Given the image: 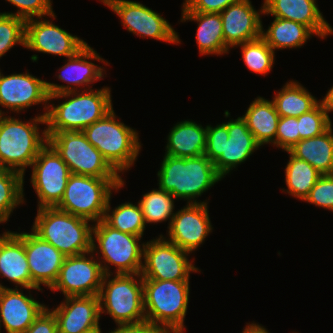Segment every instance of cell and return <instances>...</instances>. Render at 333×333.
Instances as JSON below:
<instances>
[{
  "label": "cell",
  "mask_w": 333,
  "mask_h": 333,
  "mask_svg": "<svg viewBox=\"0 0 333 333\" xmlns=\"http://www.w3.org/2000/svg\"><path fill=\"white\" fill-rule=\"evenodd\" d=\"M87 333H103V332H87Z\"/></svg>",
  "instance_id": "49"
},
{
  "label": "cell",
  "mask_w": 333,
  "mask_h": 333,
  "mask_svg": "<svg viewBox=\"0 0 333 333\" xmlns=\"http://www.w3.org/2000/svg\"><path fill=\"white\" fill-rule=\"evenodd\" d=\"M53 308L58 333L102 332L99 296H67Z\"/></svg>",
  "instance_id": "20"
},
{
  "label": "cell",
  "mask_w": 333,
  "mask_h": 333,
  "mask_svg": "<svg viewBox=\"0 0 333 333\" xmlns=\"http://www.w3.org/2000/svg\"><path fill=\"white\" fill-rule=\"evenodd\" d=\"M23 243L27 256L32 288L41 291V285L51 288L56 282L65 259L59 250L42 240L32 230L23 232Z\"/></svg>",
  "instance_id": "21"
},
{
  "label": "cell",
  "mask_w": 333,
  "mask_h": 333,
  "mask_svg": "<svg viewBox=\"0 0 333 333\" xmlns=\"http://www.w3.org/2000/svg\"><path fill=\"white\" fill-rule=\"evenodd\" d=\"M141 239L140 236L112 228L103 219L95 222L92 229V252L98 254L96 258H99L104 274H140L145 244H140ZM110 265L115 266V272L110 271Z\"/></svg>",
  "instance_id": "8"
},
{
  "label": "cell",
  "mask_w": 333,
  "mask_h": 333,
  "mask_svg": "<svg viewBox=\"0 0 333 333\" xmlns=\"http://www.w3.org/2000/svg\"><path fill=\"white\" fill-rule=\"evenodd\" d=\"M116 13L123 27L141 38H151L180 44V38L170 23L159 13L137 1L99 0Z\"/></svg>",
  "instance_id": "14"
},
{
  "label": "cell",
  "mask_w": 333,
  "mask_h": 333,
  "mask_svg": "<svg viewBox=\"0 0 333 333\" xmlns=\"http://www.w3.org/2000/svg\"><path fill=\"white\" fill-rule=\"evenodd\" d=\"M48 143L68 165L70 173L98 178H122L82 131L47 133Z\"/></svg>",
  "instance_id": "11"
},
{
  "label": "cell",
  "mask_w": 333,
  "mask_h": 333,
  "mask_svg": "<svg viewBox=\"0 0 333 333\" xmlns=\"http://www.w3.org/2000/svg\"><path fill=\"white\" fill-rule=\"evenodd\" d=\"M25 20L0 13V58L16 45L25 47Z\"/></svg>",
  "instance_id": "37"
},
{
  "label": "cell",
  "mask_w": 333,
  "mask_h": 333,
  "mask_svg": "<svg viewBox=\"0 0 333 333\" xmlns=\"http://www.w3.org/2000/svg\"><path fill=\"white\" fill-rule=\"evenodd\" d=\"M116 119L112 109L82 132L109 165L121 175L120 173L130 170L135 164L142 145L138 131Z\"/></svg>",
  "instance_id": "6"
},
{
  "label": "cell",
  "mask_w": 333,
  "mask_h": 333,
  "mask_svg": "<svg viewBox=\"0 0 333 333\" xmlns=\"http://www.w3.org/2000/svg\"><path fill=\"white\" fill-rule=\"evenodd\" d=\"M31 183L38 197V209L56 207L63 198L70 177L68 165L47 143L31 165Z\"/></svg>",
  "instance_id": "13"
},
{
  "label": "cell",
  "mask_w": 333,
  "mask_h": 333,
  "mask_svg": "<svg viewBox=\"0 0 333 333\" xmlns=\"http://www.w3.org/2000/svg\"><path fill=\"white\" fill-rule=\"evenodd\" d=\"M104 272L92 251L65 257L58 278L51 291H61L67 296L99 295Z\"/></svg>",
  "instance_id": "15"
},
{
  "label": "cell",
  "mask_w": 333,
  "mask_h": 333,
  "mask_svg": "<svg viewBox=\"0 0 333 333\" xmlns=\"http://www.w3.org/2000/svg\"><path fill=\"white\" fill-rule=\"evenodd\" d=\"M122 178H98L70 174L57 209L92 221L104 219L111 194L124 187ZM113 191V192H112Z\"/></svg>",
  "instance_id": "9"
},
{
  "label": "cell",
  "mask_w": 333,
  "mask_h": 333,
  "mask_svg": "<svg viewBox=\"0 0 333 333\" xmlns=\"http://www.w3.org/2000/svg\"><path fill=\"white\" fill-rule=\"evenodd\" d=\"M299 142L297 117H280L276 132V147L288 151Z\"/></svg>",
  "instance_id": "41"
},
{
  "label": "cell",
  "mask_w": 333,
  "mask_h": 333,
  "mask_svg": "<svg viewBox=\"0 0 333 333\" xmlns=\"http://www.w3.org/2000/svg\"><path fill=\"white\" fill-rule=\"evenodd\" d=\"M24 333H58L57 320L51 309L46 306Z\"/></svg>",
  "instance_id": "43"
},
{
  "label": "cell",
  "mask_w": 333,
  "mask_h": 333,
  "mask_svg": "<svg viewBox=\"0 0 333 333\" xmlns=\"http://www.w3.org/2000/svg\"><path fill=\"white\" fill-rule=\"evenodd\" d=\"M259 147L241 116L214 127L207 125L204 155L214 163L223 178L249 159Z\"/></svg>",
  "instance_id": "7"
},
{
  "label": "cell",
  "mask_w": 333,
  "mask_h": 333,
  "mask_svg": "<svg viewBox=\"0 0 333 333\" xmlns=\"http://www.w3.org/2000/svg\"><path fill=\"white\" fill-rule=\"evenodd\" d=\"M0 276L14 283L15 288H32L23 232L5 231L0 235ZM0 288L6 286L0 283Z\"/></svg>",
  "instance_id": "25"
},
{
  "label": "cell",
  "mask_w": 333,
  "mask_h": 333,
  "mask_svg": "<svg viewBox=\"0 0 333 333\" xmlns=\"http://www.w3.org/2000/svg\"><path fill=\"white\" fill-rule=\"evenodd\" d=\"M189 254L160 234L156 239L145 242L140 274L143 279L190 280L191 272L201 270L188 259Z\"/></svg>",
  "instance_id": "12"
},
{
  "label": "cell",
  "mask_w": 333,
  "mask_h": 333,
  "mask_svg": "<svg viewBox=\"0 0 333 333\" xmlns=\"http://www.w3.org/2000/svg\"><path fill=\"white\" fill-rule=\"evenodd\" d=\"M111 197L112 194L108 200L103 220L112 228L123 233L143 237L147 225L138 202L137 205L125 202L112 209Z\"/></svg>",
  "instance_id": "33"
},
{
  "label": "cell",
  "mask_w": 333,
  "mask_h": 333,
  "mask_svg": "<svg viewBox=\"0 0 333 333\" xmlns=\"http://www.w3.org/2000/svg\"><path fill=\"white\" fill-rule=\"evenodd\" d=\"M9 171L7 167L0 163V179Z\"/></svg>",
  "instance_id": "47"
},
{
  "label": "cell",
  "mask_w": 333,
  "mask_h": 333,
  "mask_svg": "<svg viewBox=\"0 0 333 333\" xmlns=\"http://www.w3.org/2000/svg\"><path fill=\"white\" fill-rule=\"evenodd\" d=\"M304 202L333 212V175H322Z\"/></svg>",
  "instance_id": "40"
},
{
  "label": "cell",
  "mask_w": 333,
  "mask_h": 333,
  "mask_svg": "<svg viewBox=\"0 0 333 333\" xmlns=\"http://www.w3.org/2000/svg\"><path fill=\"white\" fill-rule=\"evenodd\" d=\"M104 275L99 292L100 313L109 314L116 325L146 321L141 274Z\"/></svg>",
  "instance_id": "10"
},
{
  "label": "cell",
  "mask_w": 333,
  "mask_h": 333,
  "mask_svg": "<svg viewBox=\"0 0 333 333\" xmlns=\"http://www.w3.org/2000/svg\"><path fill=\"white\" fill-rule=\"evenodd\" d=\"M92 221L56 207L37 209L31 230L63 255L77 256L92 251Z\"/></svg>",
  "instance_id": "5"
},
{
  "label": "cell",
  "mask_w": 333,
  "mask_h": 333,
  "mask_svg": "<svg viewBox=\"0 0 333 333\" xmlns=\"http://www.w3.org/2000/svg\"><path fill=\"white\" fill-rule=\"evenodd\" d=\"M247 325L243 328L244 330L241 333H270L268 330L258 323H246Z\"/></svg>",
  "instance_id": "46"
},
{
  "label": "cell",
  "mask_w": 333,
  "mask_h": 333,
  "mask_svg": "<svg viewBox=\"0 0 333 333\" xmlns=\"http://www.w3.org/2000/svg\"><path fill=\"white\" fill-rule=\"evenodd\" d=\"M299 141L321 135L331 125V119L319 102L312 110L297 117Z\"/></svg>",
  "instance_id": "38"
},
{
  "label": "cell",
  "mask_w": 333,
  "mask_h": 333,
  "mask_svg": "<svg viewBox=\"0 0 333 333\" xmlns=\"http://www.w3.org/2000/svg\"><path fill=\"white\" fill-rule=\"evenodd\" d=\"M66 99L58 105L50 104L53 99ZM113 109L111 89H89L49 95L46 115L47 133L83 131Z\"/></svg>",
  "instance_id": "1"
},
{
  "label": "cell",
  "mask_w": 333,
  "mask_h": 333,
  "mask_svg": "<svg viewBox=\"0 0 333 333\" xmlns=\"http://www.w3.org/2000/svg\"><path fill=\"white\" fill-rule=\"evenodd\" d=\"M239 0H184L182 12L221 13Z\"/></svg>",
  "instance_id": "42"
},
{
  "label": "cell",
  "mask_w": 333,
  "mask_h": 333,
  "mask_svg": "<svg viewBox=\"0 0 333 333\" xmlns=\"http://www.w3.org/2000/svg\"><path fill=\"white\" fill-rule=\"evenodd\" d=\"M288 151L293 156L305 160L322 175H333L332 125L321 135L300 140Z\"/></svg>",
  "instance_id": "29"
},
{
  "label": "cell",
  "mask_w": 333,
  "mask_h": 333,
  "mask_svg": "<svg viewBox=\"0 0 333 333\" xmlns=\"http://www.w3.org/2000/svg\"><path fill=\"white\" fill-rule=\"evenodd\" d=\"M66 60L65 65H62L61 68L58 69L59 73L55 76H57V78L62 82H67V85H59L56 83L47 82L48 95L82 91L84 87L85 88L83 90L92 89L91 85H93L94 82L103 79L105 77L104 74H107L105 73L106 71L103 66L96 65L95 63L91 62V60H96L98 62L101 61L104 63V65L106 64L105 66L110 65L99 55V53H97V51H95L88 44L76 55Z\"/></svg>",
  "instance_id": "18"
},
{
  "label": "cell",
  "mask_w": 333,
  "mask_h": 333,
  "mask_svg": "<svg viewBox=\"0 0 333 333\" xmlns=\"http://www.w3.org/2000/svg\"><path fill=\"white\" fill-rule=\"evenodd\" d=\"M19 288H0V318L6 333H24L46 307Z\"/></svg>",
  "instance_id": "23"
},
{
  "label": "cell",
  "mask_w": 333,
  "mask_h": 333,
  "mask_svg": "<svg viewBox=\"0 0 333 333\" xmlns=\"http://www.w3.org/2000/svg\"><path fill=\"white\" fill-rule=\"evenodd\" d=\"M241 57L246 67L253 73L267 75L274 66L275 53L262 37L242 43Z\"/></svg>",
  "instance_id": "36"
},
{
  "label": "cell",
  "mask_w": 333,
  "mask_h": 333,
  "mask_svg": "<svg viewBox=\"0 0 333 333\" xmlns=\"http://www.w3.org/2000/svg\"><path fill=\"white\" fill-rule=\"evenodd\" d=\"M88 43L42 17L26 20L25 48L70 58Z\"/></svg>",
  "instance_id": "19"
},
{
  "label": "cell",
  "mask_w": 333,
  "mask_h": 333,
  "mask_svg": "<svg viewBox=\"0 0 333 333\" xmlns=\"http://www.w3.org/2000/svg\"><path fill=\"white\" fill-rule=\"evenodd\" d=\"M117 328L108 333H165L160 327L153 325L149 321L136 324L116 325Z\"/></svg>",
  "instance_id": "44"
},
{
  "label": "cell",
  "mask_w": 333,
  "mask_h": 333,
  "mask_svg": "<svg viewBox=\"0 0 333 333\" xmlns=\"http://www.w3.org/2000/svg\"><path fill=\"white\" fill-rule=\"evenodd\" d=\"M315 35L307 26L283 18L274 17L268 29L262 25L261 37L275 50L301 48L309 38Z\"/></svg>",
  "instance_id": "30"
},
{
  "label": "cell",
  "mask_w": 333,
  "mask_h": 333,
  "mask_svg": "<svg viewBox=\"0 0 333 333\" xmlns=\"http://www.w3.org/2000/svg\"><path fill=\"white\" fill-rule=\"evenodd\" d=\"M24 175L9 170L0 179V224L7 223L14 209L24 203Z\"/></svg>",
  "instance_id": "35"
},
{
  "label": "cell",
  "mask_w": 333,
  "mask_h": 333,
  "mask_svg": "<svg viewBox=\"0 0 333 333\" xmlns=\"http://www.w3.org/2000/svg\"><path fill=\"white\" fill-rule=\"evenodd\" d=\"M15 6L17 11L3 12V14L14 15L22 18L25 21L33 18L45 17L56 18V15L52 8L51 0H5Z\"/></svg>",
  "instance_id": "39"
},
{
  "label": "cell",
  "mask_w": 333,
  "mask_h": 333,
  "mask_svg": "<svg viewBox=\"0 0 333 333\" xmlns=\"http://www.w3.org/2000/svg\"><path fill=\"white\" fill-rule=\"evenodd\" d=\"M286 152L289 154V160L285 167L287 189L281 190L304 201L322 174L305 160L293 156L289 151Z\"/></svg>",
  "instance_id": "32"
},
{
  "label": "cell",
  "mask_w": 333,
  "mask_h": 333,
  "mask_svg": "<svg viewBox=\"0 0 333 333\" xmlns=\"http://www.w3.org/2000/svg\"><path fill=\"white\" fill-rule=\"evenodd\" d=\"M39 124L46 125L44 114L25 122L16 117L0 115L2 165L25 176L26 168L31 167L40 150L48 143L46 127L40 131Z\"/></svg>",
  "instance_id": "3"
},
{
  "label": "cell",
  "mask_w": 333,
  "mask_h": 333,
  "mask_svg": "<svg viewBox=\"0 0 333 333\" xmlns=\"http://www.w3.org/2000/svg\"><path fill=\"white\" fill-rule=\"evenodd\" d=\"M320 103L329 117V112H333V86L329 89L323 99H320Z\"/></svg>",
  "instance_id": "45"
},
{
  "label": "cell",
  "mask_w": 333,
  "mask_h": 333,
  "mask_svg": "<svg viewBox=\"0 0 333 333\" xmlns=\"http://www.w3.org/2000/svg\"><path fill=\"white\" fill-rule=\"evenodd\" d=\"M190 280L143 279L146 321L165 333H184L188 310Z\"/></svg>",
  "instance_id": "4"
},
{
  "label": "cell",
  "mask_w": 333,
  "mask_h": 333,
  "mask_svg": "<svg viewBox=\"0 0 333 333\" xmlns=\"http://www.w3.org/2000/svg\"><path fill=\"white\" fill-rule=\"evenodd\" d=\"M47 81L33 76L28 71L4 75L0 72V106L14 113H21L32 105H44L46 117L49 105ZM0 115H6L0 109Z\"/></svg>",
  "instance_id": "16"
},
{
  "label": "cell",
  "mask_w": 333,
  "mask_h": 333,
  "mask_svg": "<svg viewBox=\"0 0 333 333\" xmlns=\"http://www.w3.org/2000/svg\"><path fill=\"white\" fill-rule=\"evenodd\" d=\"M272 101L280 117H299L320 102L297 80L285 83L281 90L275 93Z\"/></svg>",
  "instance_id": "31"
},
{
  "label": "cell",
  "mask_w": 333,
  "mask_h": 333,
  "mask_svg": "<svg viewBox=\"0 0 333 333\" xmlns=\"http://www.w3.org/2000/svg\"><path fill=\"white\" fill-rule=\"evenodd\" d=\"M241 117L260 146L264 144L276 146V132L280 116L272 100L260 96L255 98Z\"/></svg>",
  "instance_id": "28"
},
{
  "label": "cell",
  "mask_w": 333,
  "mask_h": 333,
  "mask_svg": "<svg viewBox=\"0 0 333 333\" xmlns=\"http://www.w3.org/2000/svg\"><path fill=\"white\" fill-rule=\"evenodd\" d=\"M181 21L197 22L196 42L200 55L228 54L220 13L182 12Z\"/></svg>",
  "instance_id": "27"
},
{
  "label": "cell",
  "mask_w": 333,
  "mask_h": 333,
  "mask_svg": "<svg viewBox=\"0 0 333 333\" xmlns=\"http://www.w3.org/2000/svg\"><path fill=\"white\" fill-rule=\"evenodd\" d=\"M263 15L292 20L307 26L318 38L333 34L316 0H263Z\"/></svg>",
  "instance_id": "24"
},
{
  "label": "cell",
  "mask_w": 333,
  "mask_h": 333,
  "mask_svg": "<svg viewBox=\"0 0 333 333\" xmlns=\"http://www.w3.org/2000/svg\"><path fill=\"white\" fill-rule=\"evenodd\" d=\"M174 197L158 187L146 194L138 201L144 220L147 224L171 222L175 214Z\"/></svg>",
  "instance_id": "34"
},
{
  "label": "cell",
  "mask_w": 333,
  "mask_h": 333,
  "mask_svg": "<svg viewBox=\"0 0 333 333\" xmlns=\"http://www.w3.org/2000/svg\"><path fill=\"white\" fill-rule=\"evenodd\" d=\"M168 225V238L162 236L181 250L193 253L213 230L208 203H187L175 212Z\"/></svg>",
  "instance_id": "17"
},
{
  "label": "cell",
  "mask_w": 333,
  "mask_h": 333,
  "mask_svg": "<svg viewBox=\"0 0 333 333\" xmlns=\"http://www.w3.org/2000/svg\"><path fill=\"white\" fill-rule=\"evenodd\" d=\"M207 125L203 127L193 120L180 121L167 136L165 155L190 158L204 155L206 149Z\"/></svg>",
  "instance_id": "26"
},
{
  "label": "cell",
  "mask_w": 333,
  "mask_h": 333,
  "mask_svg": "<svg viewBox=\"0 0 333 333\" xmlns=\"http://www.w3.org/2000/svg\"><path fill=\"white\" fill-rule=\"evenodd\" d=\"M1 328H2V323H1V318H0V333H1Z\"/></svg>",
  "instance_id": "48"
},
{
  "label": "cell",
  "mask_w": 333,
  "mask_h": 333,
  "mask_svg": "<svg viewBox=\"0 0 333 333\" xmlns=\"http://www.w3.org/2000/svg\"><path fill=\"white\" fill-rule=\"evenodd\" d=\"M161 163L157 172L159 188L187 203H209L197 199L223 179L206 155L190 158L164 155Z\"/></svg>",
  "instance_id": "2"
},
{
  "label": "cell",
  "mask_w": 333,
  "mask_h": 333,
  "mask_svg": "<svg viewBox=\"0 0 333 333\" xmlns=\"http://www.w3.org/2000/svg\"><path fill=\"white\" fill-rule=\"evenodd\" d=\"M260 8L257 11L250 0H239L220 13L224 41L229 49L261 37L263 5Z\"/></svg>",
  "instance_id": "22"
}]
</instances>
